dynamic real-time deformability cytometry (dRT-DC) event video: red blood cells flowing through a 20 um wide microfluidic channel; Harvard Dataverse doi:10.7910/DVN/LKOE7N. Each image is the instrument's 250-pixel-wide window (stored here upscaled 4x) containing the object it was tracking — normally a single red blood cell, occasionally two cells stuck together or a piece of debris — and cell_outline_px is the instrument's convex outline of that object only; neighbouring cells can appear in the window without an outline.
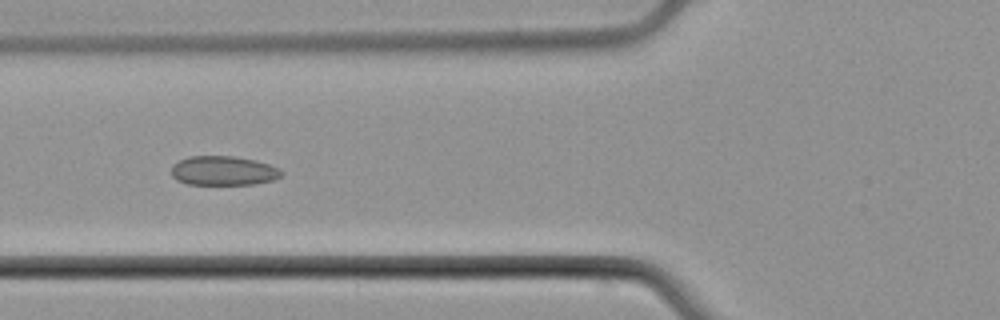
{"species": "common noctule bat (a hibernating species)", "species_latin": "Nyctalus noctula", "temperature_condition": "cold", "stored_images_in_passage": 6, "camera_frame_rate_fps": 3000, "um_per_image_px": 0.085, "animal": {"sex": "male", "body_mass_g": 21.5, "forearm_length_mm": 52.0}, "frame": {"image": 1, "passage_image": 6, "time_ms": 6.333, "image_size_px": [1000, 320], "cell_outline_px": [[284, 172], [280, 176], [272, 180], [252, 184], [188, 184], [176, 180], [172, 176], [172, 164], [188, 156], [232, 156], [256, 160], [280, 168]], "centroid_in_image_um": [18.98, 14.5], "position_along_channel_um": 106.8, "area_um2": 18.79}}